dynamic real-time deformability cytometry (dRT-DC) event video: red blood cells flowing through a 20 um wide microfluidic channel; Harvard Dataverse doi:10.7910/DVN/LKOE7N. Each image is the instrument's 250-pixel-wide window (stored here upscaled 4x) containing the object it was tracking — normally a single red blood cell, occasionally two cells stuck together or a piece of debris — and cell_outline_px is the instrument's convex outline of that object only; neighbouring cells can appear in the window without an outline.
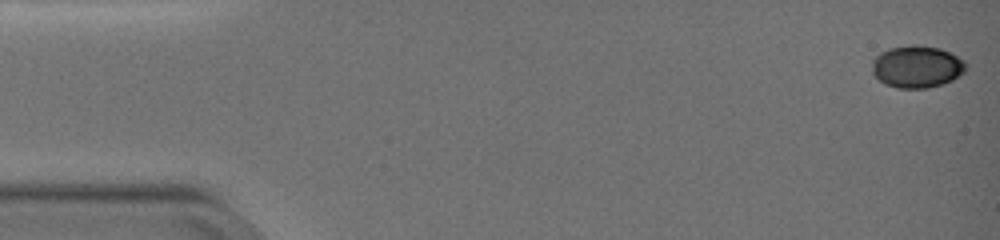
{"species": "common noctule bat (a hibernating species)", "species_latin": "Nyctalus noctula", "temperature_condition": "warm", "stored_images_in_passage": 52, "camera_frame_rate_fps": 3000, "um_per_image_px": 0.085, "animal": {"sex": "female", "body_mass_g": 19.0, "forearm_length_mm": 51.5}, "frame": {"image": 1, "passage_image": 1, "time_ms": 0.0, "image_size_px": [1000, 240], "cell_outline_px": [[968, 68], [964, 72], [952, 80], [944, 84], [928, 88], [896, 88], [884, 84], [872, 72], [872, 60], [880, 52], [888, 48], [912, 44], [916, 44], [940, 48], [964, 60], [968, 64]], "centroid_in_image_um": [77.94, 5.66], "position_along_channel_um": 7.1, "area_um2": 23.35}}
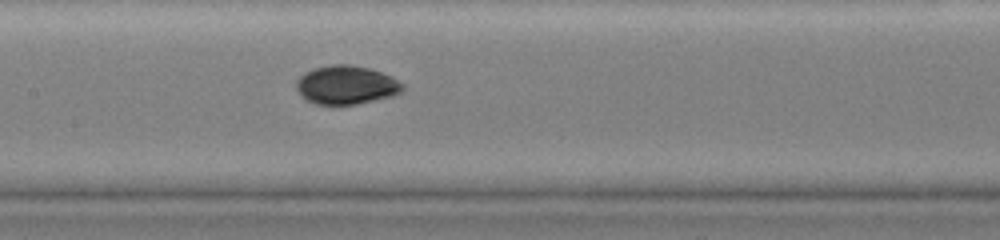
{"frame": {"image": 2, "passage_image": 26, "time_ms": 8.333, "image_size_px": [1000, 240], "cell_outline_px": [[404, 88], [400, 92], [392, 96], [356, 104], [332, 108], [316, 104], [300, 96], [296, 88], [296, 80], [304, 72], [316, 68], [332, 64], [352, 64], [368, 68], [392, 76], [404, 84]], "centroid_in_image_um": [29.4, 7.25], "position_along_channel_um": 178.0, "area_um2": 24.51}}
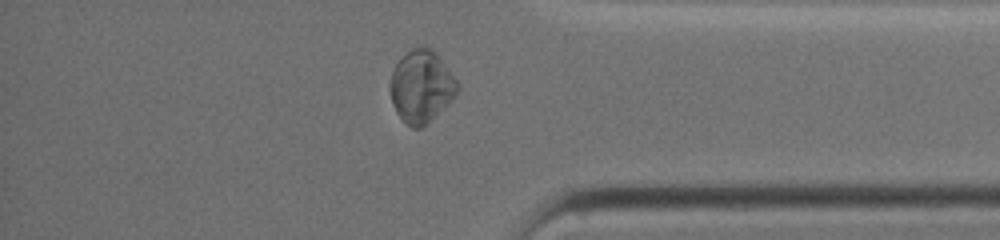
{"frame": {"image": 3, "passage_image": 44, "time_ms": 14.333, "image_size_px": [1000, 240], "cell_outline_px": [[460, 88], [456, 96], [448, 104], [420, 128], [412, 128], [404, 124], [396, 112], [392, 104], [388, 88], [388, 84], [392, 68], [412, 48], [432, 48], [436, 52], [460, 84]], "centroid_in_image_um": [35.8, 7.37], "position_along_channel_um": 399.4, "area_um2": 28.55}, "authors_computed_cell_mechanics": {"area_um2": 24.1315, "velocity_mm_per_s": 3.759, "shape_relaxation_time_tau1_ms": 3.341, "shape_relaxation_time_tau2_ms": 2.1317, "deformation_change_tau1": 0.1367, "deformation_change_tau2": 0.0376}}